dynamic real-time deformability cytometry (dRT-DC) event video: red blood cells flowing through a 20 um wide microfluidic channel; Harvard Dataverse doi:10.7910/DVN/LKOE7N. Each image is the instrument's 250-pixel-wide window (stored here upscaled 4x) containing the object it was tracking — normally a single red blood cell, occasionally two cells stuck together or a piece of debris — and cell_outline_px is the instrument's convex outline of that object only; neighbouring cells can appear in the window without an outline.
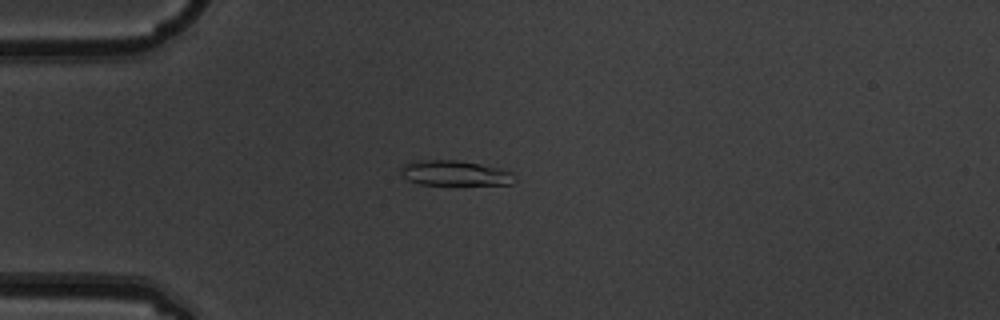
{"species": "common noctule bat (a hibernating species)", "species_latin": "Nyctalus noctula", "temperature_condition": "warm", "stored_images_in_passage": 3, "camera_frame_rate_fps": 3000, "um_per_image_px": 0.085, "animal": {"sex": "male", "body_mass_g": 19.5, "forearm_length_mm": 54.6}, "frame": {"image": 1, "passage_image": 3, "time_ms": 0.667, "image_size_px": [1000, 320], "cell_outline_px": [[516, 180], [512, 184], [420, 184], [408, 180], [400, 172], [400, 168], [404, 164], [420, 160], [456, 160], [480, 164], [500, 168], [512, 172]], "centroid_in_image_um": [38.67, 14.71], "position_along_channel_um": 46.3, "area_um2": 16.47}}